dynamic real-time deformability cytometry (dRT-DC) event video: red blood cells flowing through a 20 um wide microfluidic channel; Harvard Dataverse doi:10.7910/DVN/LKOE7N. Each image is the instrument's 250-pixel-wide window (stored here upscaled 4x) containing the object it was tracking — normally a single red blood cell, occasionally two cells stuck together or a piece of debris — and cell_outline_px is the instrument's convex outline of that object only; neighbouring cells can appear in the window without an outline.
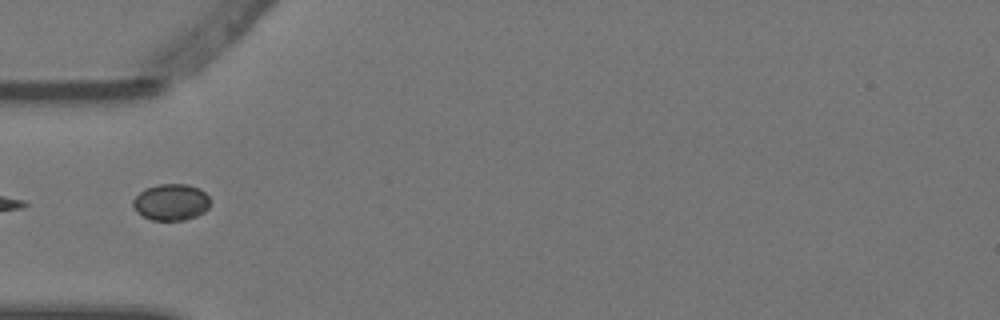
{"species": "Egyptian fruit bat (a non-hibernating species)", "species_latin": "Rousettus aegyptiacus", "temperature_condition": "warm", "stored_images_in_passage": 6, "segment_of_instrument_passage": [2, 2], "camera_frame_rate_fps": 3000, "um_per_image_px": 0.085, "animal": {"sex": "female"}, "frame": {"image": 1, "passage_image": 4, "time_ms": 1.0, "image_size_px": [1000, 320], "cell_outline_px": [[212, 200], [208, 208], [204, 212], [196, 216], [184, 220], [152, 220], [136, 212], [132, 208], [132, 200], [140, 192], [148, 188], [160, 184], [188, 184], [200, 188]], "centroid_in_image_um": [14.56, 17.18], "position_along_channel_um": 70.4, "area_um2": 16.53}}
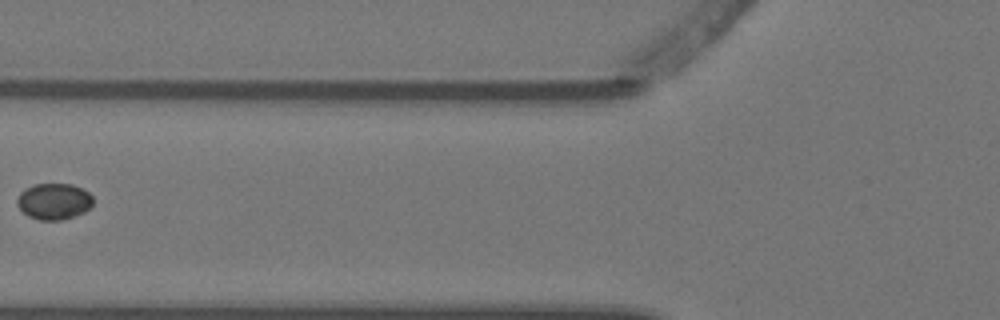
{"frame": {"image": 2, "passage_image": 5, "time_ms": 1.333, "image_size_px": [1000, 320], "cell_outline_px": [[92, 204], [84, 212], [60, 220], [40, 220], [28, 216], [16, 204], [16, 200], [20, 192], [24, 188], [32, 184], [72, 184], [88, 192], [92, 196]], "centroid_in_image_um": [4.54, 17.1], "position_along_channel_um": 121.3, "area_um2": 15.95}}
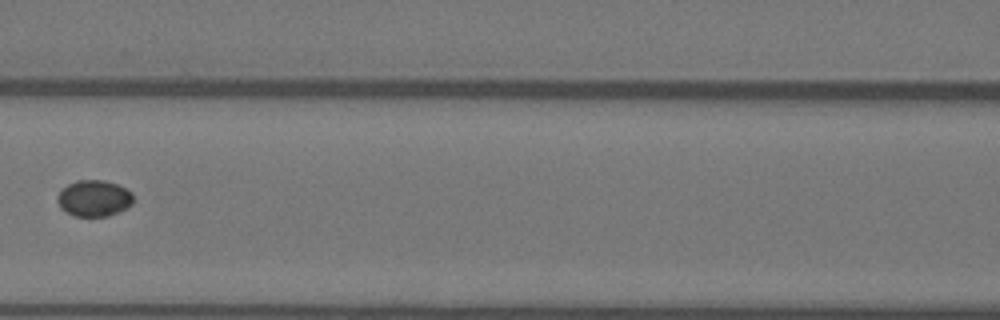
{"frame": {"image": 3, "passage_image": 6, "time_ms": 1.667, "image_size_px": [1000, 320], "cell_outline_px": [[132, 204], [128, 208], [120, 212], [108, 216], [76, 216], [60, 208], [56, 200], [56, 196], [68, 184], [76, 180], [104, 180], [128, 188], [132, 192]], "centroid_in_image_um": [8.01, 16.85], "position_along_channel_um": 158.6, "area_um2": 16.18}}